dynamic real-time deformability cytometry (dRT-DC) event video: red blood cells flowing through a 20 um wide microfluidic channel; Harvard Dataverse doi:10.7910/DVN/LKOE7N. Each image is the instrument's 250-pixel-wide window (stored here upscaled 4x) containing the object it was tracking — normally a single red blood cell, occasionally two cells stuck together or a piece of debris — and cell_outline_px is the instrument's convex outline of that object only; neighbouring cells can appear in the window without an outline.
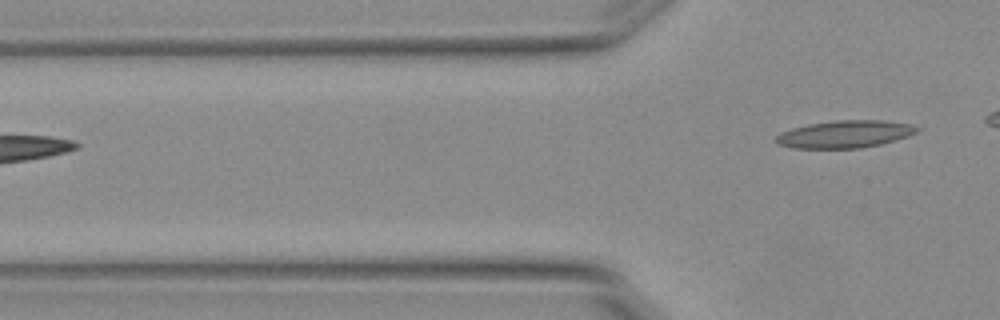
{"species": "Egyptian fruit bat (a non-hibernating species)", "species_latin": "Rousettus aegyptiacus", "temperature_condition": "warm", "stored_images_in_passage": 2, "camera_frame_rate_fps": 3000, "um_per_image_px": 0.085, "animal": {"sex": "female"}, "frame": {"image": 1, "passage_image": 2, "time_ms": 0.333, "image_size_px": [1000, 320], "cell_outline_px": [[920, 128], [916, 132], [908, 136], [896, 140], [880, 144], [860, 148], [792, 148], [776, 144], [776, 136], [780, 132], [792, 128], [808, 124], [836, 120], [884, 120], [908, 124]], "centroid_in_image_um": [71.78, 11.4], "position_along_channel_um": 54.0, "area_um2": 22.48}}